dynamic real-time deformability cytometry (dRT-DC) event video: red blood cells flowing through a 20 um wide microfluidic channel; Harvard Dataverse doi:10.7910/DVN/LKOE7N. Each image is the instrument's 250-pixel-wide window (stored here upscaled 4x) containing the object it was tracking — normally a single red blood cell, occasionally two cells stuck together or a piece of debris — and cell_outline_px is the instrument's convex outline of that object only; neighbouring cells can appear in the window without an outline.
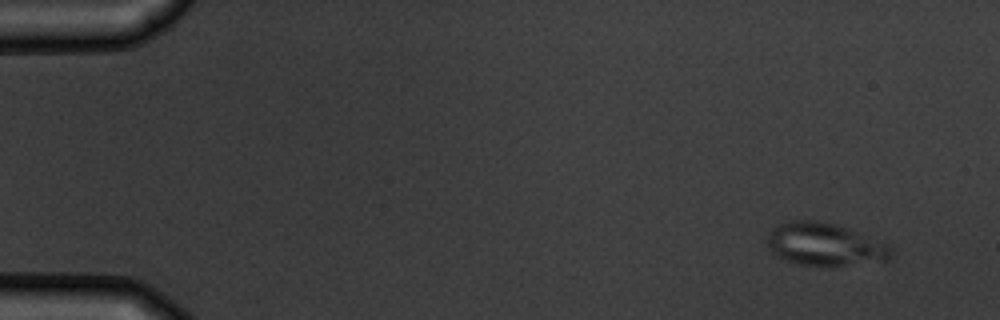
{"species": "common noctule bat (a hibernating species)", "species_latin": "Nyctalus noctula", "temperature_condition": "warm", "stored_images_in_passage": 8, "camera_frame_rate_fps": 3000, "um_per_image_px": 0.085, "animal": {"sex": "male", "body_mass_g": 19.5, "forearm_length_mm": 54.6}, "frame": {"image": 1, "passage_image": 1, "time_ms": 0.0, "image_size_px": [1000, 320], "cell_outline_px": [[892, 256], [888, 260], [828, 268], [800, 264], [788, 260], [772, 252], [768, 244], [768, 236], [772, 228], [788, 220], [816, 220], [836, 224], [888, 240], [892, 248]], "centroid_in_image_um": [70.24, 20.77], "position_along_channel_um": 14.8, "area_um2": 31.79}}